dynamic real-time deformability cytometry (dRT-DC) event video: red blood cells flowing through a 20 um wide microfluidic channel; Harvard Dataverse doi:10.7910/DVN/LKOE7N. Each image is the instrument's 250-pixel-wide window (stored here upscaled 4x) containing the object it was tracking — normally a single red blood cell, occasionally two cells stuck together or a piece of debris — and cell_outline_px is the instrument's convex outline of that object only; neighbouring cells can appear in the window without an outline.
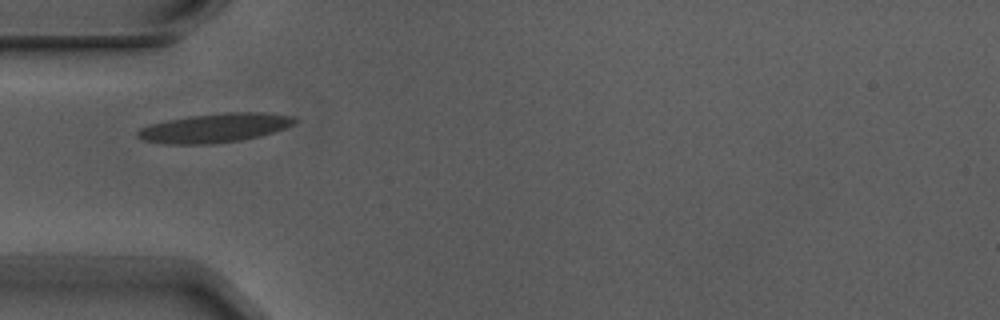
{"species": "Egyptian fruit bat (a non-hibernating species)", "species_latin": "Rousettus aegyptiacus", "temperature_condition": "warm", "stored_images_in_passage": 2, "camera_frame_rate_fps": 3000, "um_per_image_px": 0.085, "animal": {"sex": "male"}, "frame": {"image": 1, "passage_image": 1, "time_ms": 0.0, "image_size_px": [1000, 320], "cell_outline_px": [[300, 120], [296, 124], [260, 136], [240, 140], [208, 144], [168, 144], [144, 140], [136, 136], [136, 132], [140, 128], [148, 124], [188, 116], [228, 112], [268, 112], [292, 116]], "centroid_in_image_um": [18.28, 10.86], "position_along_channel_um": 66.7, "area_um2": 26.7}}